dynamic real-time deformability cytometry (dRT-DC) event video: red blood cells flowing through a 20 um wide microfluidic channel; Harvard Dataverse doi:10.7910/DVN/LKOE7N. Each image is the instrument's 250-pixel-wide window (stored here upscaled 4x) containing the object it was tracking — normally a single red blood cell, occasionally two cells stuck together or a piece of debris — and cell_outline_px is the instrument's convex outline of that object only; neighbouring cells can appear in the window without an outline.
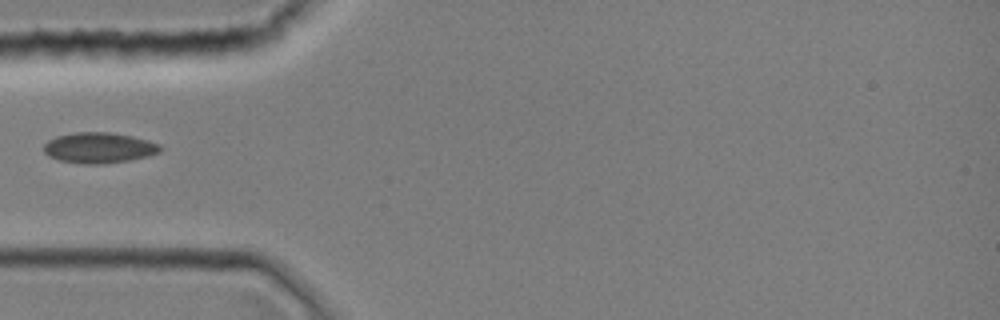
{"species": "common noctule bat (a hibernating species)", "species_latin": "Nyctalus noctula", "temperature_condition": "room temperature", "stored_images_in_passage": 27, "camera_frame_rate_fps": 3000, "um_per_image_px": 0.085, "animal": {"sex": "female", "body_mass_g": 19.0, "forearm_length_mm": 51.5}, "frame": {"image": 1, "passage_image": 1, "time_ms": 0.0, "image_size_px": [1000, 320], "cell_outline_px": [[160, 152], [148, 156], [128, 160], [104, 164], [84, 164], [60, 160], [48, 156], [44, 152], [44, 144], [48, 140], [56, 136], [76, 132], [108, 132], [132, 136], [148, 140], [160, 144]], "centroid_in_image_um": [8.4, 12.56], "position_along_channel_um": 76.6, "area_um2": 20.75}}
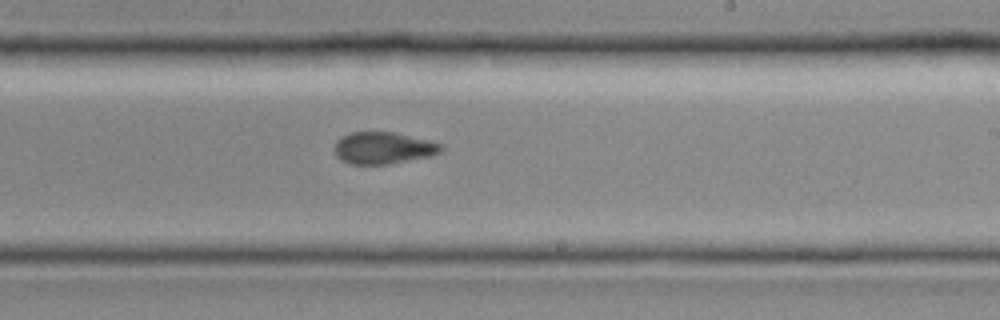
{"frame": {"image": 2, "passage_image": 12, "time_ms": 3.667, "image_size_px": [1000, 320], "cell_outline_px": [[444, 148], [440, 152], [432, 156], [388, 164], [348, 164], [340, 160], [336, 156], [332, 148], [336, 140], [352, 132], [396, 132], [428, 140], [440, 144]], "centroid_in_image_um": [32.54, 12.58], "position_along_channel_um": 256.5, "area_um2": 20.0}}
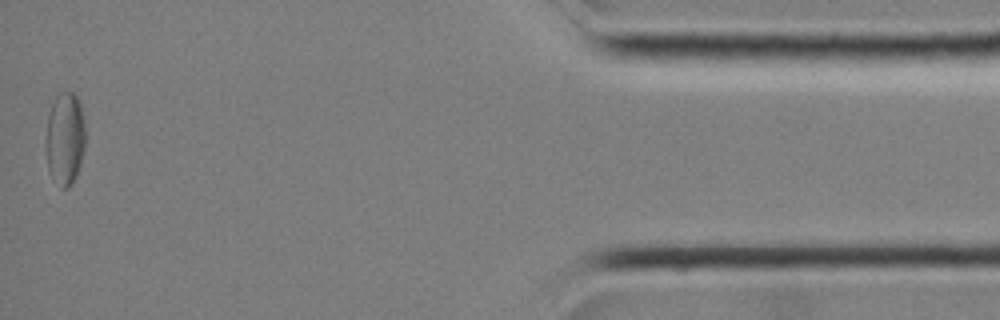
{"frame": {"image": 3, "passage_image": 27, "time_ms": 8.667, "image_size_px": [1000, 320], "cell_outline_px": [[84, 148], [80, 164], [76, 176], [72, 184], [68, 188], [60, 188], [48, 168], [44, 144], [48, 116], [52, 104], [56, 96], [60, 92], [72, 92], [76, 96], [80, 104], [84, 120]], "centroid_in_image_um": [5.5, 11.79], "position_along_channel_um": 429.7, "area_um2": 21.44}}